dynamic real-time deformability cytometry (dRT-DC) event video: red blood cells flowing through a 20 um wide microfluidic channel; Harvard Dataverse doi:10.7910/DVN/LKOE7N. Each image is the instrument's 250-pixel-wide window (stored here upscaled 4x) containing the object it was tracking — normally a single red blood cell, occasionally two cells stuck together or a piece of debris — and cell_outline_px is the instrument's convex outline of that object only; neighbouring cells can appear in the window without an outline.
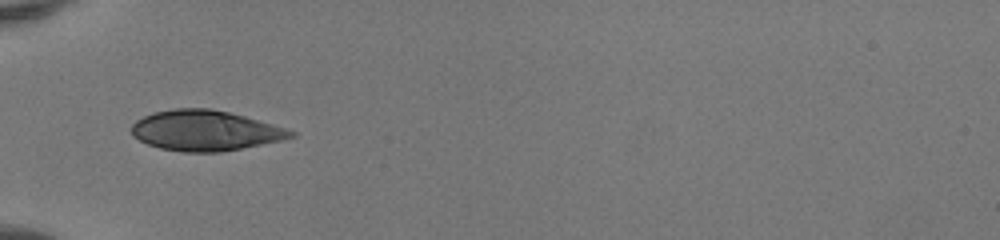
{"species": "human", "species_latin": "Homo sapiens", "temperature_condition": "room temperature", "stored_images_in_passage": 33, "camera_frame_rate_fps": 3000, "um_per_image_px": 0.085, "donor": {"sex": "female"}, "frame": {"image": 1, "passage_image": 1, "time_ms": 0.0, "image_size_px": [1000, 240], "cell_outline_px": [[296, 136], [280, 140], [220, 152], [184, 152], [160, 148], [148, 144], [132, 136], [132, 124], [136, 120], [152, 112], [176, 108], [212, 108], [244, 116], [272, 124], [296, 132]], "centroid_in_image_um": [17.4, 11.09], "position_along_channel_um": 67.6, "area_um2": 37.17}}
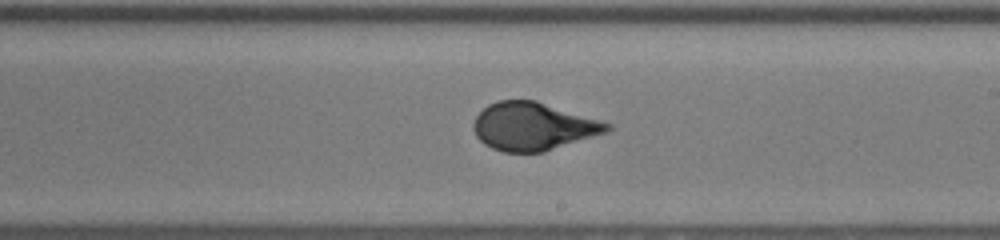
{"frame": {"image": 2, "passage_image": 14, "time_ms": 4.333, "image_size_px": [1000, 240], "cell_outline_px": [[612, 128], [608, 132], [544, 152], [504, 152], [492, 148], [484, 144], [476, 136], [472, 128], [472, 124], [476, 116], [488, 104], [496, 100], [536, 100], [600, 120], [612, 124]], "centroid_in_image_um": [45.31, 10.74], "position_along_channel_um": 243.7, "area_um2": 37.45}}
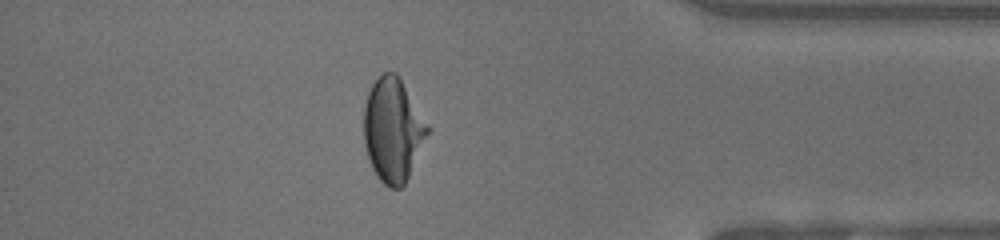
{"frame": {"image": 3, "passage_image": 27, "time_ms": 8.667, "image_size_px": [1000, 240], "cell_outline_px": [[432, 128], [404, 184], [400, 188], [388, 188], [376, 176], [368, 160], [364, 144], [364, 104], [368, 92], [372, 84], [384, 72], [396, 72]], "centroid_in_image_um": [33.4, 11.05], "position_along_channel_um": 401.8, "area_um2": 38.73}, "authors_computed_cell_mechanics": {"area_um2": 37.4544, "velocity_mm_per_s": 4.1659, "shape_relaxation_time_tau1_ms": 4.9999, "shape_relaxation_time_tau2_ms": null, "deformation_change_tau1": 0.2173, "deformation_change_tau2": null}}